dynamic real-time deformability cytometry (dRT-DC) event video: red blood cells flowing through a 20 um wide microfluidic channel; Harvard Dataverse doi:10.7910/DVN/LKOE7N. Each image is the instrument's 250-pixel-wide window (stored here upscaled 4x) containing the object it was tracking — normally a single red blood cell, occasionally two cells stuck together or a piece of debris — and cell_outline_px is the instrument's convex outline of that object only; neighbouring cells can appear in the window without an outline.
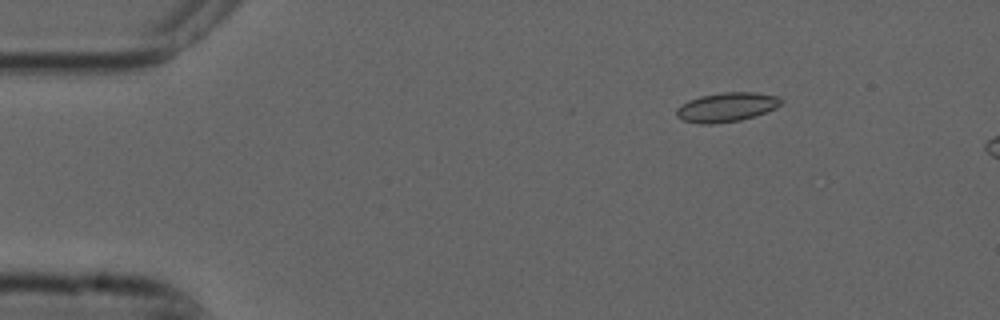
{"species": "common noctule bat (a hibernating species)", "species_latin": "Nyctalus noctula", "temperature_condition": "cold", "stored_images_in_passage": 5, "camera_frame_rate_fps": 3000, "um_per_image_px": 0.085, "animal": {"sex": "male", "forearm_length_mm": 52.5}, "frame": {"image": 1, "passage_image": 3, "time_ms": 0.667, "image_size_px": [1000, 320], "cell_outline_px": [[784, 100], [776, 108], [756, 116], [740, 120], [712, 124], [700, 124], [684, 120], [676, 116], [676, 108], [688, 100], [700, 96], [724, 92], [756, 92], [776, 96]], "centroid_in_image_um": [61.76, 9.1], "position_along_channel_um": 23.2, "area_um2": 17.86}}